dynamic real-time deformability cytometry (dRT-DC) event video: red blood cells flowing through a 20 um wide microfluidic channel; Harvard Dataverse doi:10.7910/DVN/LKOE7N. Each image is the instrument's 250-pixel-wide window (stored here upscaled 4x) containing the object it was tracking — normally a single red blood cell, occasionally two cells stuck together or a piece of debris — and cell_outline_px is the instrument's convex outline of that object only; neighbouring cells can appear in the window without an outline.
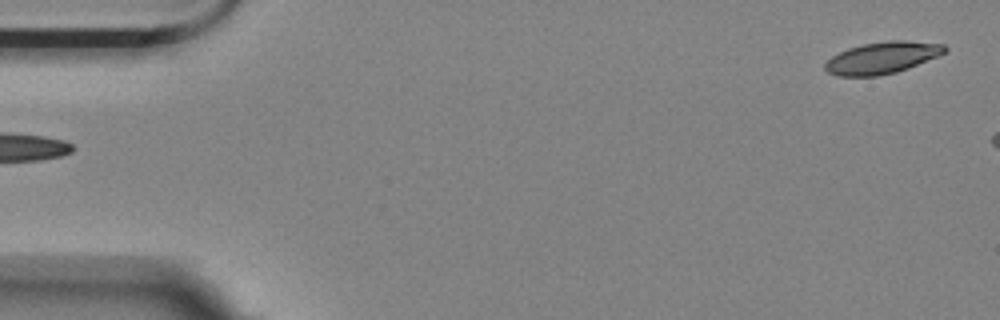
{"species": "Egyptian fruit bat (a non-hibernating species)", "species_latin": "Rousettus aegyptiacus", "temperature_condition": "room temperature", "stored_images_in_passage": 5, "segment_of_instrument_passage": [2, 2], "camera_frame_rate_fps": 3000, "um_per_image_px": 0.085, "animal": {"sex": "female"}, "frame": {"image": 1, "passage_image": 5, "time_ms": 4.667, "image_size_px": [1000, 320], "cell_outline_px": [[948, 48], [944, 52], [936, 56], [908, 68], [896, 72], [876, 76], [840, 76], [828, 72], [824, 68], [824, 64], [832, 56], [848, 48], [864, 44], [888, 40], [908, 40], [944, 44]], "centroid_in_image_um": [74.97, 4.9], "position_along_channel_um": 10.0, "area_um2": 21.96}}